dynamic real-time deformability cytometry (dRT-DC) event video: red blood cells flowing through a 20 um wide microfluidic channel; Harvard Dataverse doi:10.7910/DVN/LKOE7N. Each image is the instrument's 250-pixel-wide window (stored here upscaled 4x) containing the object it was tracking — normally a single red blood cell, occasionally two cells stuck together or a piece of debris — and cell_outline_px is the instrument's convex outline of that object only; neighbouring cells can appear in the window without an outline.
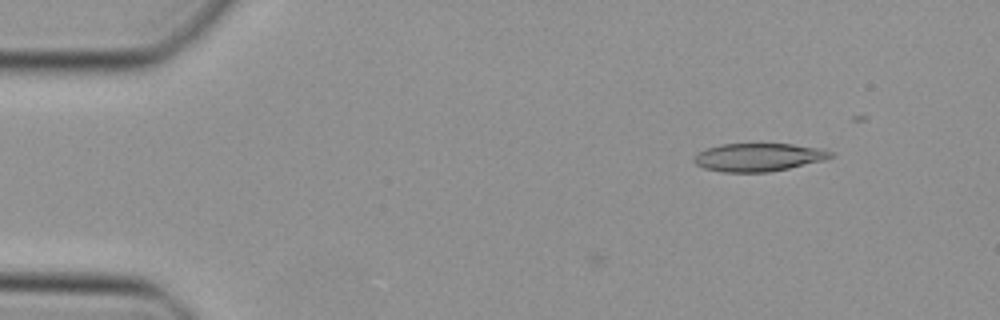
{"species": "Egyptian fruit bat (a non-hibernating species)", "species_latin": "Rousettus aegyptiacus", "temperature_condition": "cold", "stored_images_in_passage": 3, "camera_frame_rate_fps": 3000, "um_per_image_px": 0.085, "animal": {"sex": "female"}, "frame": {"image": 1, "passage_image": 3, "time_ms": 0.667, "image_size_px": [1000, 320], "cell_outline_px": [[836, 156], [824, 160], [788, 168], [768, 172], [724, 172], [704, 168], [696, 164], [692, 160], [700, 152], [708, 148], [720, 144], [792, 144], [824, 148], [836, 152]], "centroid_in_image_um": [64.56, 13.36], "position_along_channel_um": 20.4, "area_um2": 22.43}}